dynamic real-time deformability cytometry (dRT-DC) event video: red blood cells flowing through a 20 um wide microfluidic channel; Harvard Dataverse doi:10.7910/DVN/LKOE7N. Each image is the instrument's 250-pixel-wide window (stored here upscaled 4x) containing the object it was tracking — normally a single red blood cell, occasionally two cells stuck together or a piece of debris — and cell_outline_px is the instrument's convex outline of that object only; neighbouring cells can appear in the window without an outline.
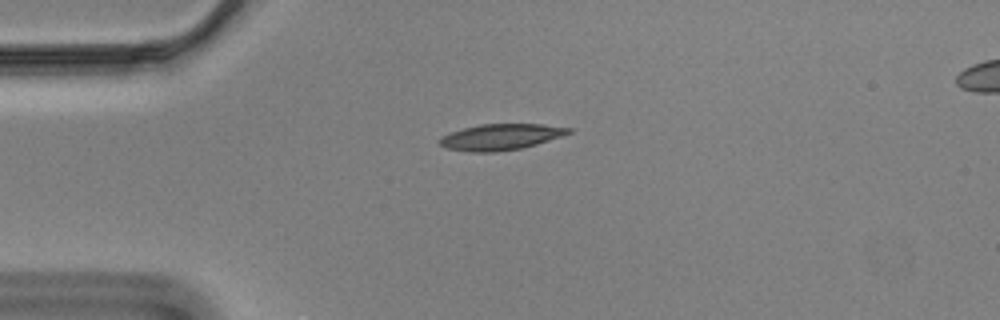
{"species": "Egyptian fruit bat (a non-hibernating species)", "species_latin": "Rousettus aegyptiacus", "temperature_condition": "cold", "stored_images_in_passage": 44, "camera_frame_rate_fps": 3000, "um_per_image_px": 0.085, "animal": {"sex": "male"}, "frame": {"image": 1, "passage_image": 1, "time_ms": 0.0, "image_size_px": [1000, 320], "cell_outline_px": [[572, 132], [564, 136], [536, 144], [520, 148], [492, 152], [468, 152], [448, 148], [440, 144], [440, 140], [444, 136], [452, 132], [464, 128], [480, 124], [540, 124], [572, 128]], "centroid_in_image_um": [42.62, 11.63], "position_along_channel_um": 42.4, "area_um2": 19.31}}
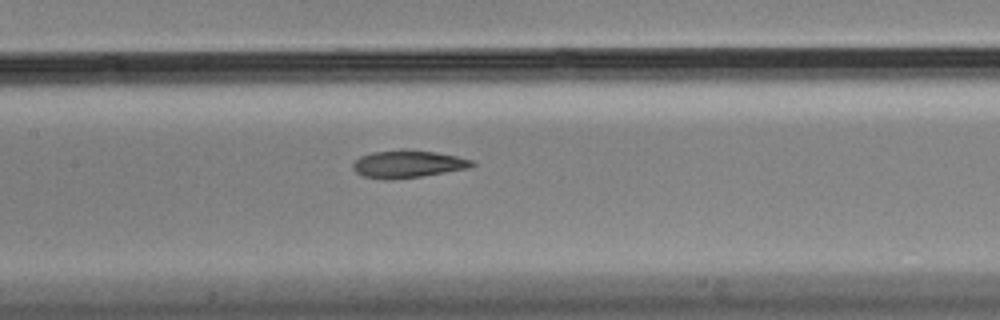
{"frame": {"image": 2, "passage_image": 14, "time_ms": 4.333, "image_size_px": [1000, 320], "cell_outline_px": [[476, 164], [472, 168], [420, 176], [388, 180], [384, 180], [364, 176], [356, 172], [352, 168], [352, 164], [360, 156], [372, 152], [400, 148], [404, 148], [436, 152], [456, 156], [472, 160]], "centroid_in_image_um": [34.66, 13.92], "position_along_channel_um": 172.7, "area_um2": 19.36}}
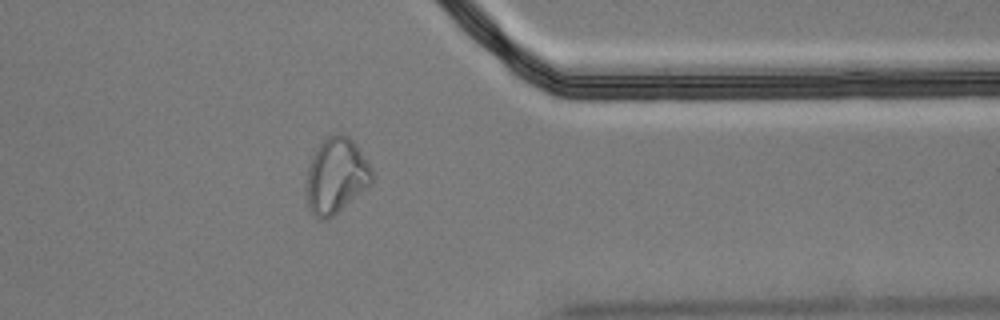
{"frame": {"image": 3, "passage_image": 33, "time_ms": 10.667, "image_size_px": [1000, 320], "cell_outline_px": [[372, 180], [364, 188], [328, 220], [320, 220], [308, 208], [308, 168], [312, 152], [328, 136], [336, 132], [340, 132], [348, 136], [356, 144], [372, 168]], "centroid_in_image_um": [28.55, 14.89], "position_along_channel_um": 382.8, "area_um2": 28.26}, "authors_computed_cell_mechanics": {"area_um2": 19.7676, "velocity_mm_per_s": 3.49, "shape_relaxation_time_tau1_ms": null, "shape_relaxation_time_tau2_ms": 2.2548, "deformation_change_tau1": null, "deformation_change_tau2": 0.0839}}